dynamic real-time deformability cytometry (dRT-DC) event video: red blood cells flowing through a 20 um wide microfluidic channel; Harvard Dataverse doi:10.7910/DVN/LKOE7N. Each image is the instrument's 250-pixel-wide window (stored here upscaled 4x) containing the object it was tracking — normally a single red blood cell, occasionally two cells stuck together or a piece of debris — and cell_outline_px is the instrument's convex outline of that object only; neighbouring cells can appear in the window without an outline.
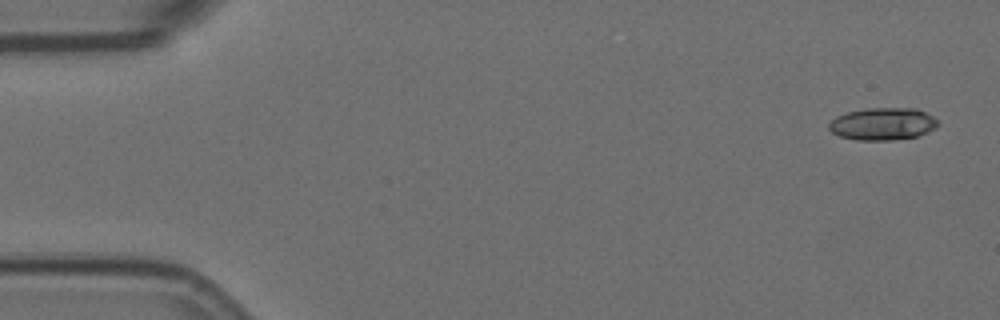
{"species": "Egyptian fruit bat (a non-hibernating species)", "species_latin": "Rousettus aegyptiacus", "temperature_condition": "room temperature", "stored_images_in_passage": 4, "camera_frame_rate_fps": 3000, "um_per_image_px": 0.085, "animal": {"sex": "female"}, "frame": {"image": 1, "passage_image": 1, "time_ms": 0.0, "image_size_px": [1000, 320], "cell_outline_px": [[940, 124], [936, 128], [928, 132], [916, 136], [892, 140], [856, 140], [840, 136], [832, 132], [828, 128], [828, 124], [836, 116], [848, 112], [864, 108], [916, 108], [932, 116]], "centroid_in_image_um": [75.03, 10.53], "position_along_channel_um": 10.0, "area_um2": 20.58}}
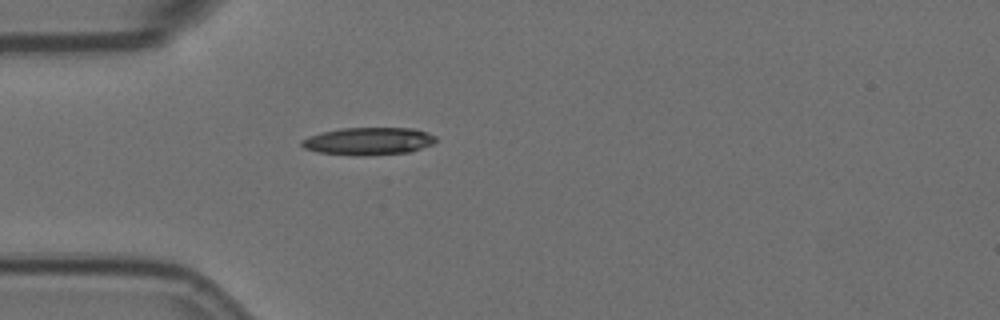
{"frame": {"image": 2, "passage_image": 4, "time_ms": 1.0, "image_size_px": [1000, 320], "cell_outline_px": [[436, 140], [432, 144], [408, 152], [368, 156], [356, 156], [316, 152], [304, 148], [300, 144], [300, 140], [308, 136], [340, 128], [412, 128], [436, 136]], "centroid_in_image_um": [31.26, 12.01], "position_along_channel_um": 53.7, "area_um2": 21.56}}